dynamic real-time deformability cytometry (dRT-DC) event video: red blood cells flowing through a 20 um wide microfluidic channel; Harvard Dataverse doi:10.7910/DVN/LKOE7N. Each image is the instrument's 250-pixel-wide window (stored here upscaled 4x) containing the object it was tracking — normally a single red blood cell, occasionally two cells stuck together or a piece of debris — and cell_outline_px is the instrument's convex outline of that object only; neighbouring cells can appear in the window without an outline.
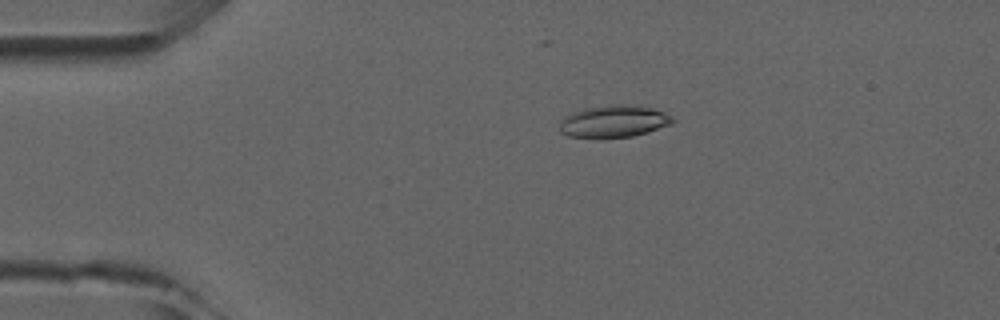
{"species": "common noctule bat (a hibernating species)", "species_latin": "Nyctalus noctula", "temperature_condition": "room temperature", "stored_images_in_passage": 4, "camera_frame_rate_fps": 3000, "um_per_image_px": 0.085, "animal": {"sex": "male", "forearm_length_mm": 52.5}, "frame": {"image": 1, "passage_image": 3, "time_ms": 2.0, "image_size_px": [1000, 320], "cell_outline_px": [[676, 120], [672, 124], [648, 132], [632, 136], [568, 136], [560, 132], [560, 120], [564, 116], [584, 108], [612, 104], [620, 104], [652, 108], [664, 112], [672, 116]], "centroid_in_image_um": [52.2, 10.29], "position_along_channel_um": 32.8, "area_um2": 20.75}}